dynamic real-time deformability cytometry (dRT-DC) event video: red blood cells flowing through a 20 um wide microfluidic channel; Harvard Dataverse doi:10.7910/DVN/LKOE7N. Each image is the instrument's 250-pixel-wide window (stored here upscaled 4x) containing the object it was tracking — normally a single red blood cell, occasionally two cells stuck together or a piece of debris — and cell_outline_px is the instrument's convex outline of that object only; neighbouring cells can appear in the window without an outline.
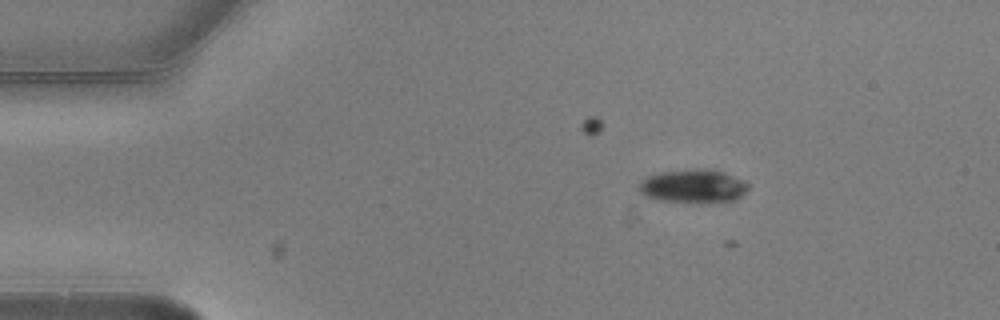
{"species": "common noctule bat (a hibernating species)", "species_latin": "Nyctalus noctula", "temperature_condition": "warm", "stored_images_in_passage": 5, "camera_frame_rate_fps": 3000, "um_per_image_px": 0.085, "animal": {"sex": "male", "body_mass_g": 20.5, "forearm_length_mm": 52.5}, "frame": {"image": 1, "passage_image": 2, "time_ms": 0.333, "image_size_px": [1000, 320], "cell_outline_px": [[748, 188], [736, 200], [656, 200], [644, 196], [640, 192], [640, 184], [648, 176], [660, 172], [704, 168], [708, 168], [724, 172], [744, 180], [748, 184]], "centroid_in_image_um": [58.93, 15.77], "position_along_channel_um": 26.1, "area_um2": 20.46}}